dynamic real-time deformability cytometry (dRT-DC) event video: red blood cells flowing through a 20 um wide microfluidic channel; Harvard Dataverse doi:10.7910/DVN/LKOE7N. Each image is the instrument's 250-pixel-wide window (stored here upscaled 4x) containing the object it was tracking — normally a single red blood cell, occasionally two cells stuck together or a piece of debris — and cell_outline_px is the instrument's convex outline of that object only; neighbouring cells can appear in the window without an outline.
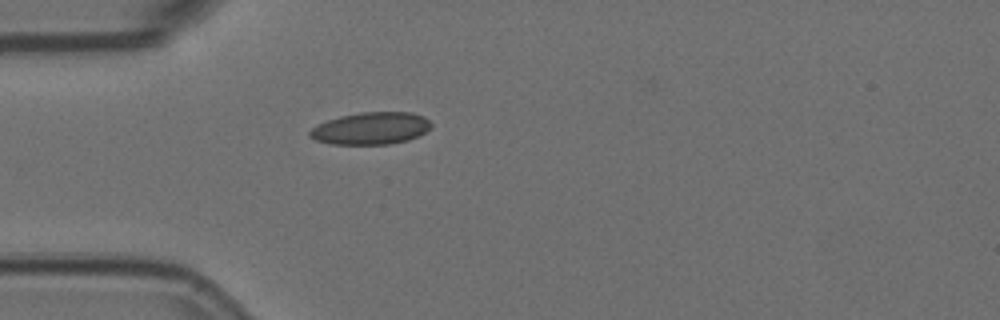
{"species": "Egyptian fruit bat (a non-hibernating species)", "species_latin": "Rousettus aegyptiacus", "temperature_condition": "room temperature", "stored_images_in_passage": 4, "camera_frame_rate_fps": 3000, "um_per_image_px": 0.085, "animal": {"sex": "female"}, "frame": {"image": 1, "passage_image": 4, "time_ms": 1.0, "image_size_px": [1000, 320], "cell_outline_px": [[432, 124], [424, 132], [408, 140], [388, 144], [332, 144], [316, 140], [308, 136], [308, 132], [312, 128], [328, 120], [340, 116], [360, 112], [412, 112], [424, 116]], "centroid_in_image_um": [31.51, 10.9], "position_along_channel_um": 53.5, "area_um2": 22.6}}